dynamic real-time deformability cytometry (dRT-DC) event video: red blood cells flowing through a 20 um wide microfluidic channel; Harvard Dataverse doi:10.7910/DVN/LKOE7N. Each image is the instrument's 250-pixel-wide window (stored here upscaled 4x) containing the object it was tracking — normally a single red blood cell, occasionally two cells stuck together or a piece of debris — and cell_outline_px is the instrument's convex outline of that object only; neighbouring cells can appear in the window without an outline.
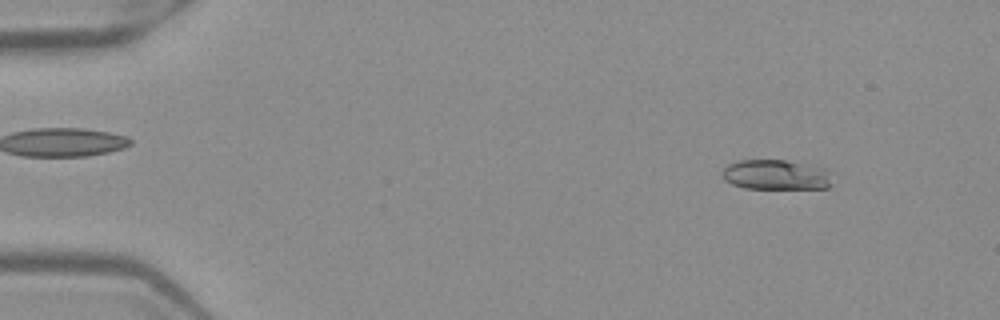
{"species": "Egyptian fruit bat (a non-hibernating species)", "species_latin": "Rousettus aegyptiacus", "temperature_condition": "warm", "stored_images_in_passage": 51, "camera_frame_rate_fps": 3000, "um_per_image_px": 0.085, "frame": {"image": 1, "passage_image": 5, "time_ms": 1.333, "image_size_px": [1000, 320], "cell_outline_px": [[836, 172], [832, 188], [744, 188], [732, 184], [724, 180], [724, 168], [728, 164], [740, 160], [784, 160], [808, 164], [828, 168]], "centroid_in_image_um": [66.13, 14.85], "position_along_channel_um": 18.9, "area_um2": 19.77}}
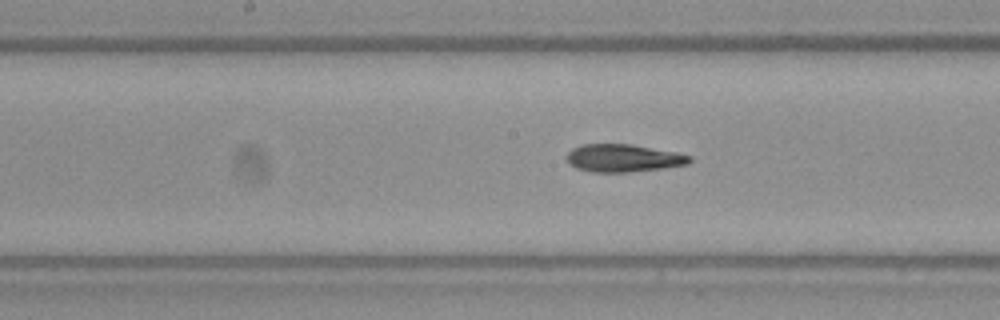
{"frame": {"image": 2, "passage_image": 26, "time_ms": 8.333, "image_size_px": [1000, 320], "cell_outline_px": [[692, 160], [688, 164], [664, 168], [628, 172], [592, 172], [576, 168], [568, 164], [568, 152], [572, 148], [584, 144], [628, 144], [676, 152], [692, 156]], "centroid_in_image_um": [52.98, 13.44], "position_along_channel_um": 195.2, "area_um2": 19.77}}
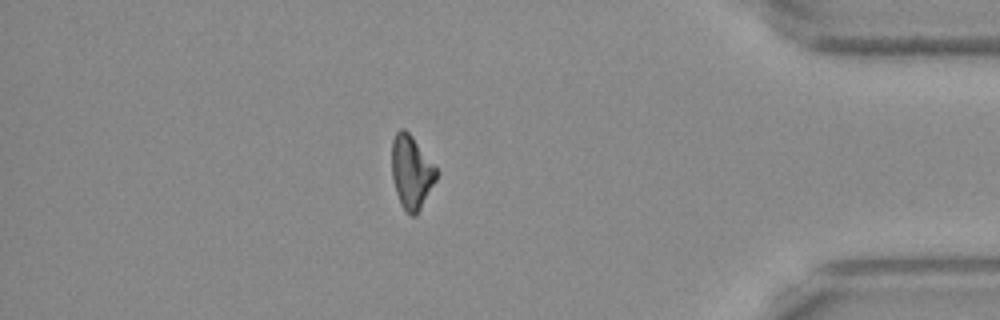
{"frame": {"image": 3, "passage_image": 44, "time_ms": 14.333, "image_size_px": [1000, 320], "cell_outline_px": [[436, 180], [416, 216], [412, 216], [400, 204], [396, 192], [392, 176], [392, 140], [396, 132], [400, 128], [404, 128], [412, 136], [436, 168]], "centroid_in_image_um": [34.95, 14.62], "position_along_channel_um": 400.3, "area_um2": 18.73}}